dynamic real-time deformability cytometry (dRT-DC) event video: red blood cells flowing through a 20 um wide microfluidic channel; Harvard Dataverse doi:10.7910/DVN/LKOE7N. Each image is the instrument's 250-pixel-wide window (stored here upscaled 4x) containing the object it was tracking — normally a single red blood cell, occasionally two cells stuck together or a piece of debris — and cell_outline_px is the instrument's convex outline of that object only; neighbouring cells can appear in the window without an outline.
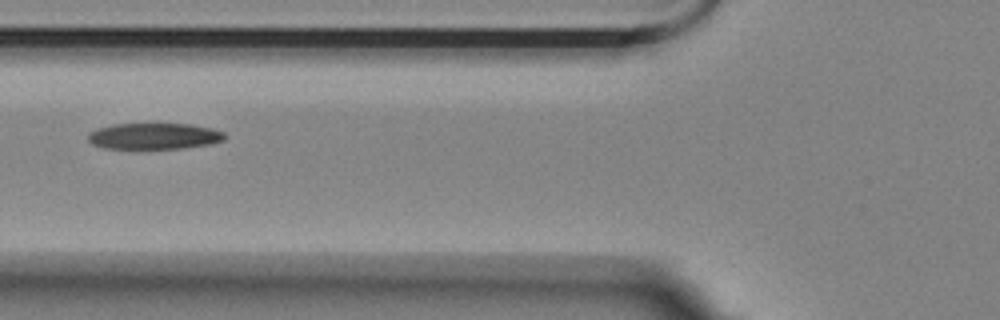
{"species": "Egyptian fruit bat (a non-hibernating species)", "species_latin": "Rousettus aegyptiacus", "temperature_condition": "room temperature", "stored_images_in_passage": 8, "camera_frame_rate_fps": 3000, "um_per_image_px": 0.085, "animal": {"sex": "female"}, "frame": {"image": 1, "passage_image": 6, "time_ms": 1.667, "image_size_px": [1000, 320], "cell_outline_px": [[224, 140], [208, 144], [184, 148], [104, 148], [92, 144], [88, 140], [88, 132], [96, 128], [112, 124], [192, 124], [212, 128], [224, 132]], "centroid_in_image_um": [13.07, 11.56], "position_along_channel_um": 112.7, "area_um2": 20.81}}
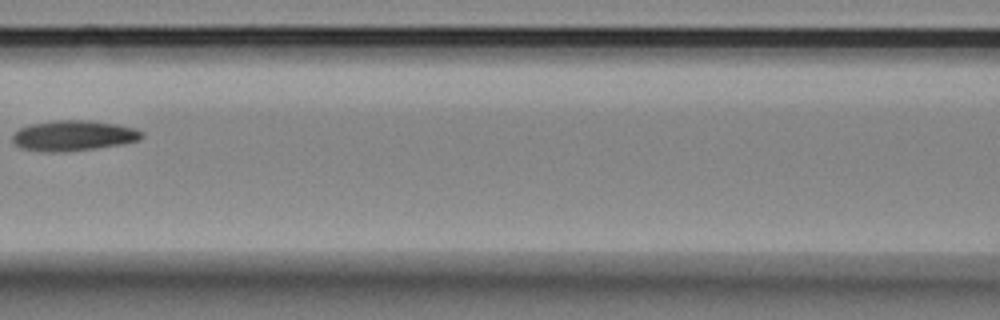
{"frame": {"image": 2, "passage_image": 7, "time_ms": 2.0, "image_size_px": [1000, 320], "cell_outline_px": [[144, 136], [140, 140], [124, 144], [96, 148], [64, 152], [40, 152], [20, 148], [12, 140], [12, 136], [20, 128], [32, 124], [56, 120], [88, 120], [116, 124], [136, 128], [144, 132]], "centroid_in_image_um": [6.28, 11.54], "position_along_channel_um": 160.3, "area_um2": 23.12}}
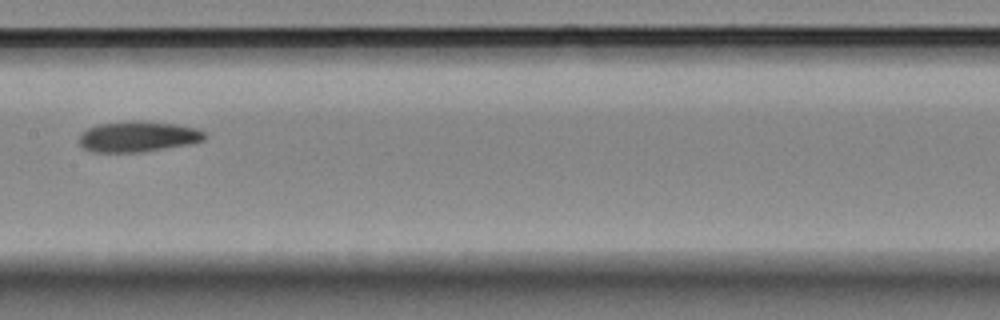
{"frame": {"image": 3, "passage_image": 8, "time_ms": 2.333, "image_size_px": [1000, 320], "cell_outline_px": [[204, 140], [188, 144], [140, 152], [92, 152], [84, 148], [76, 140], [80, 132], [88, 128], [100, 124], [132, 120], [140, 120], [172, 124], [196, 128], [204, 132]], "centroid_in_image_um": [11.64, 11.6], "position_along_channel_um": 195.8, "area_um2": 22.37}}